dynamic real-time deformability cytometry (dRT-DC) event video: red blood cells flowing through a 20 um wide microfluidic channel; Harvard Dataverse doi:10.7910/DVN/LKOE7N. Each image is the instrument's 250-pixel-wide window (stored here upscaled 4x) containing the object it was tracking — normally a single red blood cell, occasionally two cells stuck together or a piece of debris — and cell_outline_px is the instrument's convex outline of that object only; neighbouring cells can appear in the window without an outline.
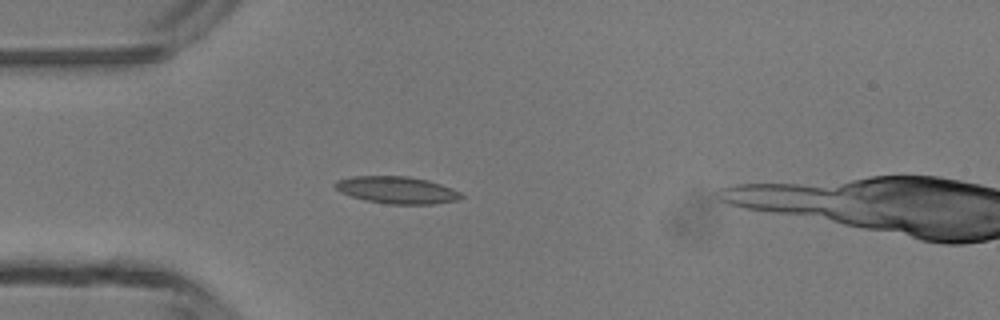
{"species": "common noctule bat (a hibernating species)", "species_latin": "Nyctalus noctula", "temperature_condition": "room temperature", "stored_images_in_passage": 3, "camera_frame_rate_fps": 3000, "um_per_image_px": 0.085, "animal": {"sex": "male", "body_mass_g": 13.3}, "frame": {"image": 1, "passage_image": 3, "time_ms": 3.333, "image_size_px": [1000, 320], "cell_outline_px": [[464, 196], [456, 200], [432, 204], [388, 204], [364, 200], [340, 192], [332, 184], [336, 180], [352, 176], [408, 176], [428, 180], [452, 188], [460, 192]], "centroid_in_image_um": [33.7, 16.14], "position_along_channel_um": 51.3, "area_um2": 19.94}}